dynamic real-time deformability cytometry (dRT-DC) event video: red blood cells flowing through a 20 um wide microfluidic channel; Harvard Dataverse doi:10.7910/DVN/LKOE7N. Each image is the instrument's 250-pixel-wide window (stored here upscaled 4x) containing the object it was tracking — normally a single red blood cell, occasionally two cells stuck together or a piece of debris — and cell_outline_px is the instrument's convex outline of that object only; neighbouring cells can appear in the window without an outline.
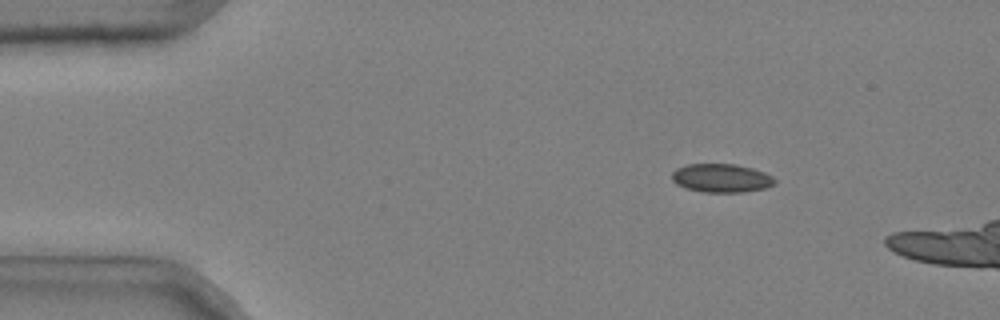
{"species": "common noctule bat (a hibernating species)", "species_latin": "Nyctalus noctula", "temperature_condition": "cold", "stored_images_in_passage": 6, "camera_frame_rate_fps": 3000, "um_per_image_px": 0.085, "animal": {"sex": "male", "body_mass_g": 20.4}, "frame": {"image": 1, "passage_image": 1, "time_ms": 0.0, "image_size_px": [1000, 320], "cell_outline_px": [[776, 184], [764, 188], [740, 192], [704, 192], [684, 188], [676, 184], [672, 180], [672, 172], [676, 168], [688, 164], [736, 164], [752, 168], [764, 172], [772, 176], [776, 180]], "centroid_in_image_um": [61.3, 15.13], "position_along_channel_um": 23.7, "area_um2": 17.17}}